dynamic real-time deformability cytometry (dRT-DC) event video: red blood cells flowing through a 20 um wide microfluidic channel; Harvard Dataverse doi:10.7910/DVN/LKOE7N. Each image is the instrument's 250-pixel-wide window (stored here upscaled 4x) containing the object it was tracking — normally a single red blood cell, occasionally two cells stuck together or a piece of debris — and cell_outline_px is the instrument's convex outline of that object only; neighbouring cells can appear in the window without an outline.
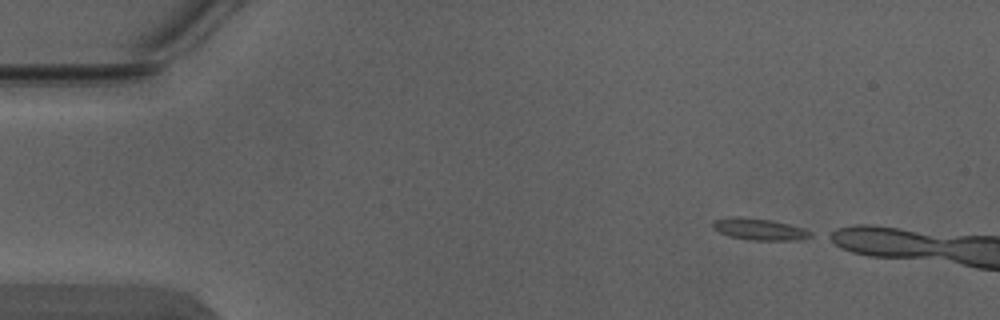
{"species": "Egyptian fruit bat (a non-hibernating species)", "species_latin": "Rousettus aegyptiacus", "temperature_condition": "warm", "stored_images_in_passage": 3, "camera_frame_rate_fps": 3000, "um_per_image_px": 0.085, "animal": {"sex": "male"}, "frame": {"image": 1, "passage_image": 1, "time_ms": 0.0, "image_size_px": [1000, 320], "cell_outline_px": [[812, 236], [804, 240], [752, 240], [728, 236], [712, 228], [712, 220], [728, 216], [736, 216], [772, 220], [804, 228], [812, 232]], "centroid_in_image_um": [64.53, 19.48], "position_along_channel_um": 20.5, "area_um2": 12.54}}